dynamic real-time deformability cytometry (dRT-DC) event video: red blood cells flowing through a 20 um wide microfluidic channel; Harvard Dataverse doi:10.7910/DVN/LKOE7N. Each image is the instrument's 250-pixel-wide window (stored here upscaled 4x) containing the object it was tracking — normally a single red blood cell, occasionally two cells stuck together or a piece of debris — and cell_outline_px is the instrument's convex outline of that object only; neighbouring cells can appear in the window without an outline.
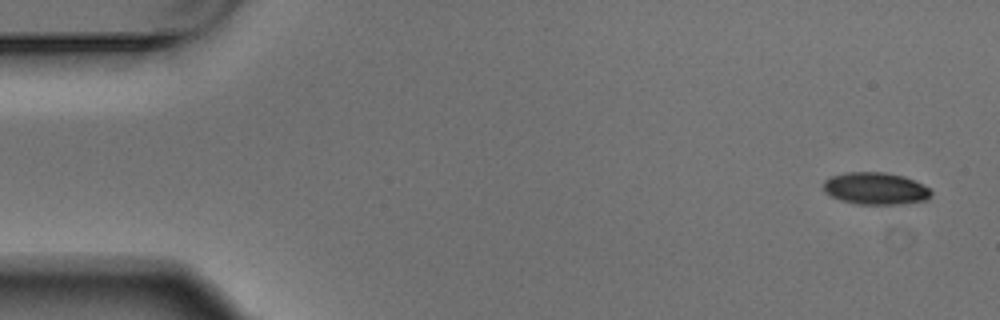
{"species": "Egyptian fruit bat (a non-hibernating species)", "species_latin": "Rousettus aegyptiacus", "temperature_condition": "warm", "stored_images_in_passage": 9, "camera_frame_rate_fps": 3000, "um_per_image_px": 0.085, "animal": {"sex": "male"}, "frame": {"image": 1, "passage_image": 1, "time_ms": 0.0, "image_size_px": [1000, 320], "cell_outline_px": [[932, 192], [924, 200], [904, 204], [856, 204], [840, 200], [824, 192], [824, 180], [832, 176], [844, 172], [884, 172], [904, 176], [928, 188]], "centroid_in_image_um": [74.37, 16.02], "position_along_channel_um": 10.6, "area_um2": 20.0}}
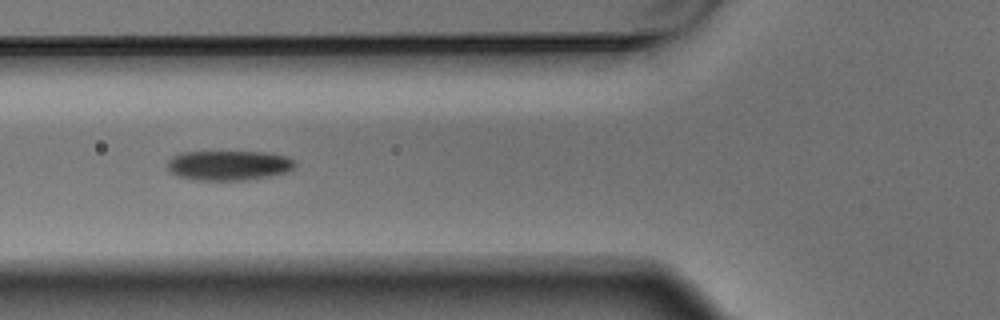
{"frame": {"image": 2, "passage_image": 6, "time_ms": 1.667, "image_size_px": [1000, 320], "cell_outline_px": [[296, 164], [288, 172], [248, 180], [192, 180], [176, 176], [168, 172], [168, 160], [172, 156], [184, 152], [264, 152], [288, 156]], "centroid_in_image_um": [19.4, 14.06], "position_along_channel_um": 106.4, "area_um2": 22.31}}
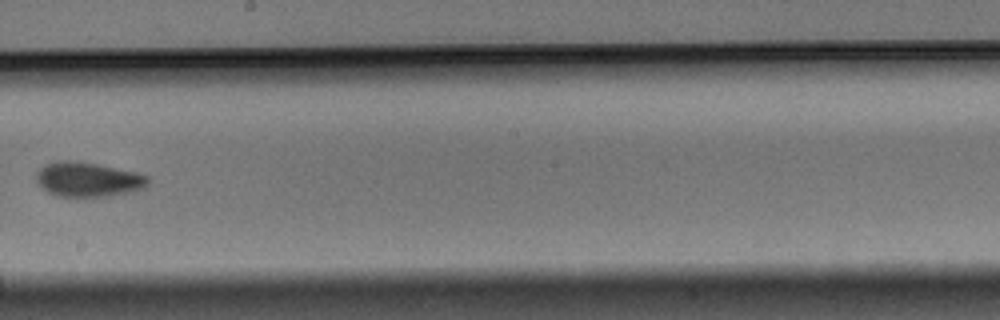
{"frame": {"image": 3, "passage_image": 9, "time_ms": 2.667, "image_size_px": [1000, 320], "cell_outline_px": [[148, 184], [144, 188], [136, 192], [108, 196], [56, 196], [48, 192], [36, 180], [36, 172], [44, 164], [56, 160], [72, 160], [96, 164], [136, 172], [148, 176]], "centroid_in_image_um": [7.49, 15.25], "position_along_channel_um": 240.7, "area_um2": 22.6}}